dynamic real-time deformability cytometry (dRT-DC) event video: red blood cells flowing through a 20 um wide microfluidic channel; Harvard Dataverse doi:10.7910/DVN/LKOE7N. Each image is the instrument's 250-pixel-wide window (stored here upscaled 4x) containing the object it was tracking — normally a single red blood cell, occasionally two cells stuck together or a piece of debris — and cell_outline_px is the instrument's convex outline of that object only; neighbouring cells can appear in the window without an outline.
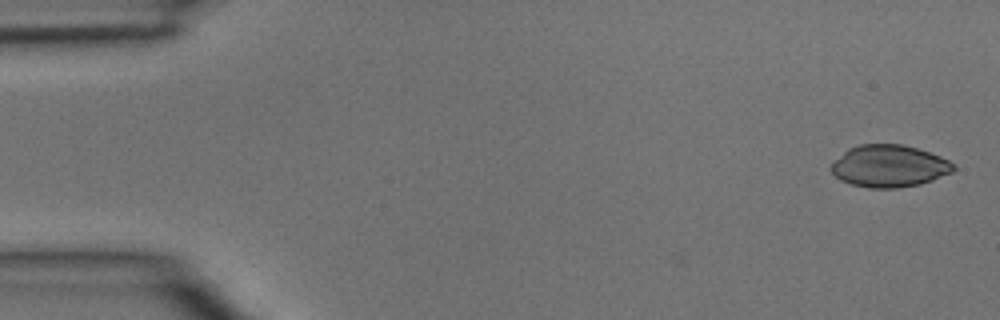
{"species": "common noctule bat (a hibernating species)", "species_latin": "Nyctalus noctula", "temperature_condition": "room temperature", "stored_images_in_passage": 4, "camera_frame_rate_fps": 3000, "um_per_image_px": 0.085, "animal": {"sex": "male", "body_mass_g": 15.6}, "frame": {"image": 1, "passage_image": 1, "time_ms": 0.0, "image_size_px": [1000, 320], "cell_outline_px": [[956, 168], [952, 172], [932, 180], [920, 184], [896, 188], [868, 188], [852, 184], [840, 180], [828, 168], [848, 148], [860, 144], [900, 144], [916, 148], [940, 156], [956, 164]], "centroid_in_image_um": [75.58, 14.12], "position_along_channel_um": 9.4, "area_um2": 29.94}}